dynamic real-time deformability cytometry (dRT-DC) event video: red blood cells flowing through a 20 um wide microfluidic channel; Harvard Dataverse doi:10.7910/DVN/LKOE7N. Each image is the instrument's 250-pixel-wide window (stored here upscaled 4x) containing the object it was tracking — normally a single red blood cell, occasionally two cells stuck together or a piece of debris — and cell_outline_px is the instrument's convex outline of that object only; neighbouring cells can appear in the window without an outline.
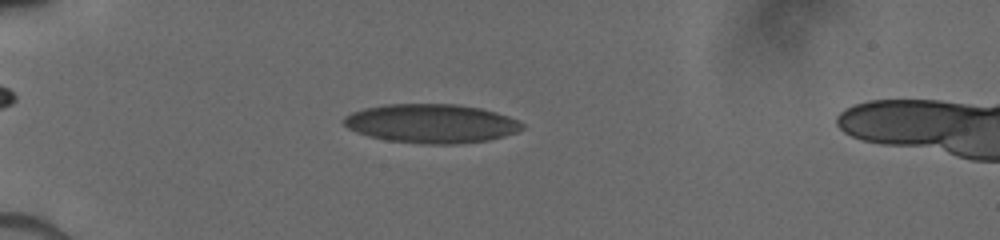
{"species": "human", "species_latin": "Homo sapiens", "temperature_condition": "cold", "stored_images_in_passage": 12, "camera_frame_rate_fps": 3000, "um_per_image_px": 0.085, "donor": {"sex": "male"}, "frame": {"image": 1, "passage_image": 7, "time_ms": 4.333, "image_size_px": [1000, 240], "cell_outline_px": [[524, 128], [516, 132], [504, 136], [488, 140], [452, 144], [424, 144], [388, 140], [356, 132], [348, 128], [344, 124], [344, 116], [352, 112], [364, 108], [384, 104], [456, 104], [480, 108], [496, 112], [508, 116], [524, 124]], "centroid_in_image_um": [36.66, 10.49], "position_along_channel_um": 48.3, "area_um2": 40.29}}
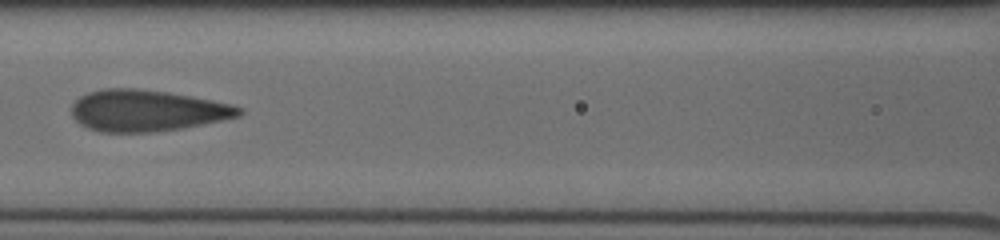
{"frame": {"image": 2, "passage_image": 10, "time_ms": 7.667, "image_size_px": [1000, 240], "cell_outline_px": [[244, 112], [240, 116], [180, 128], [156, 132], [100, 132], [88, 128], [80, 124], [72, 116], [72, 104], [80, 96], [88, 92], [104, 88], [136, 88], [168, 92], [192, 96], [212, 100], [228, 104], [240, 108]], "centroid_in_image_um": [12.44, 9.39], "position_along_channel_um": 154.2, "area_um2": 40.23}}
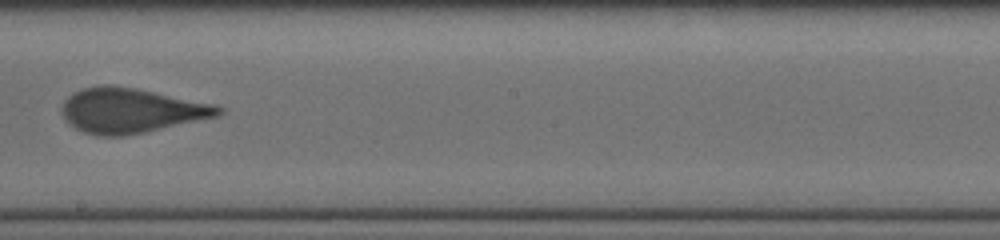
{"frame": {"image": 3, "passage_image": 12, "time_ms": 9.667, "image_size_px": [1000, 240], "cell_outline_px": [[224, 112], [216, 116], [144, 132], [124, 136], [100, 136], [84, 132], [76, 128], [60, 112], [60, 108], [64, 100], [72, 92], [80, 88], [100, 84], [108, 84], [136, 88], [212, 104], [224, 108]], "centroid_in_image_um": [11.06, 9.37], "position_along_channel_um": 237.1, "area_um2": 40.58}}